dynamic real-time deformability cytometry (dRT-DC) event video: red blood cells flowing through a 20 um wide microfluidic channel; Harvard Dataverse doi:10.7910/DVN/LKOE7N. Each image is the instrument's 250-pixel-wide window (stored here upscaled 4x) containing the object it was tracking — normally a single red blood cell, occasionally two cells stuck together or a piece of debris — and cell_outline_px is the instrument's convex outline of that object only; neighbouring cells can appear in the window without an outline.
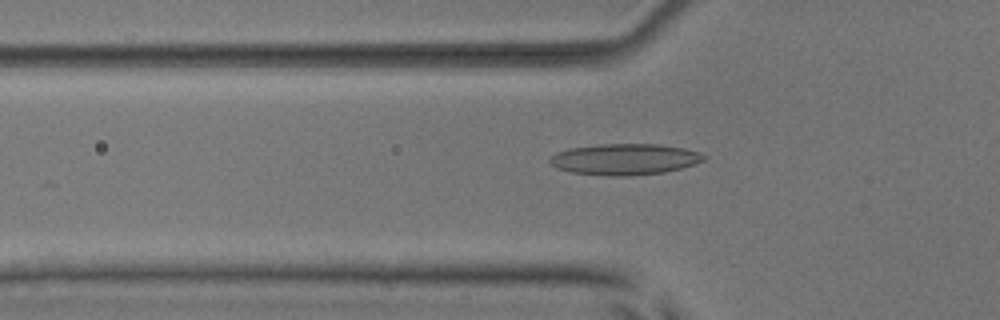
{"species": "common noctule bat (a hibernating species)", "species_latin": "Nyctalus noctula", "temperature_condition": "room temperature", "stored_images_in_passage": 43, "camera_frame_rate_fps": 3000, "um_per_image_px": 0.085, "animal": {"sex": "male", "body_mass_g": 17.9, "forearm_length_mm": 54.2}, "frame": {"image": 1, "passage_image": 18, "time_ms": 5.667, "image_size_px": [1000, 320], "cell_outline_px": [[708, 156], [704, 160], [696, 164], [664, 172], [628, 176], [608, 176], [572, 172], [556, 168], [548, 160], [556, 152], [568, 148], [600, 144], [660, 144], [684, 148], [700, 152]], "centroid_in_image_um": [53.12, 13.53], "position_along_channel_um": 72.7, "area_um2": 28.09}}
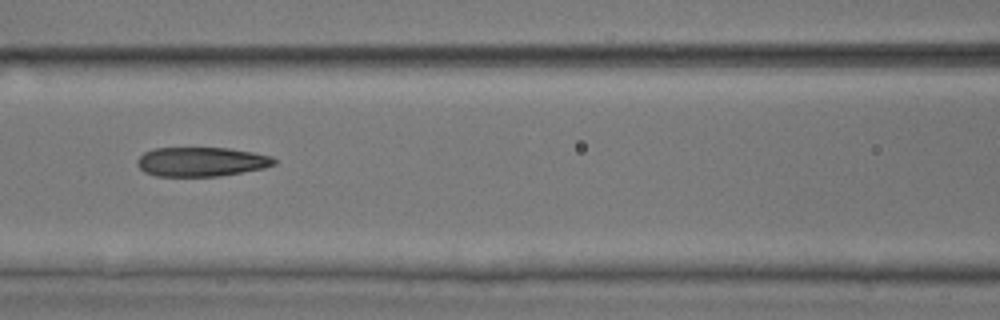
{"frame": {"image": 2, "passage_image": 24, "time_ms": 7.667, "image_size_px": [1000, 320], "cell_outline_px": [[276, 164], [264, 168], [220, 176], [156, 176], [144, 172], [136, 164], [136, 160], [144, 152], [152, 148], [228, 148], [252, 152], [272, 156], [276, 160]], "centroid_in_image_um": [17.09, 13.75], "position_along_channel_um": 149.5, "area_um2": 23.47}}
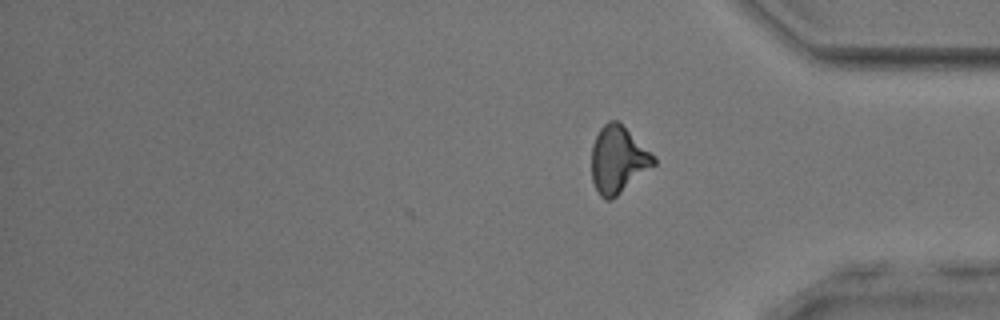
{"frame": {"image": 3, "passage_image": 43, "time_ms": 14.0, "image_size_px": [1000, 320], "cell_outline_px": [[656, 164], [612, 200], [604, 200], [600, 196], [592, 180], [592, 144], [600, 128], [608, 120], [616, 120], [656, 156]], "centroid_in_image_um": [52.54, 13.59], "position_along_channel_um": 382.7, "area_um2": 24.16}, "authors_computed_cell_mechanics": {"area_um2": 24.854, "velocity_mm_per_s": 3.8245, "shape_relaxation_time_tau1_ms": 5.0699, "shape_relaxation_time_tau2_ms": 1.8447, "deformation_change_tau1": 0.1687, "deformation_change_tau2": 0.0977}}